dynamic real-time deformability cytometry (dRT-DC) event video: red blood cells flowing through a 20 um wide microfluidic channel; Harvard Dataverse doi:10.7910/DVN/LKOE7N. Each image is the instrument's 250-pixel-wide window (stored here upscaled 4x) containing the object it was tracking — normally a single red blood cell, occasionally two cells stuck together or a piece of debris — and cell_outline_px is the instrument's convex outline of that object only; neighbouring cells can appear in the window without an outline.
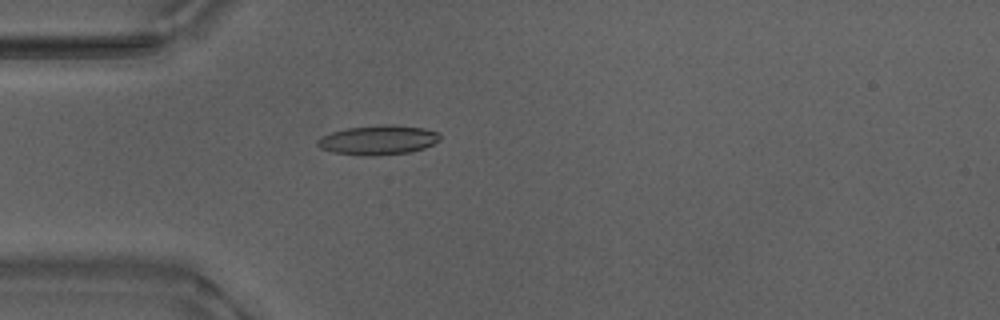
{"species": "Egyptian fruit bat (a non-hibernating species)", "species_latin": "Rousettus aegyptiacus", "temperature_condition": "warm", "stored_images_in_passage": 53, "camera_frame_rate_fps": 3000, "um_per_image_px": 0.085, "animal": {"sex": "male"}, "frame": {"image": 1, "passage_image": 15, "time_ms": 4.667, "image_size_px": [1000, 320], "cell_outline_px": [[440, 140], [424, 148], [408, 152], [332, 152], [320, 148], [316, 144], [316, 140], [320, 136], [332, 132], [348, 128], [388, 124], [424, 128], [440, 132]], "centroid_in_image_um": [32.17, 11.83], "position_along_channel_um": 52.8, "area_um2": 19.83}}
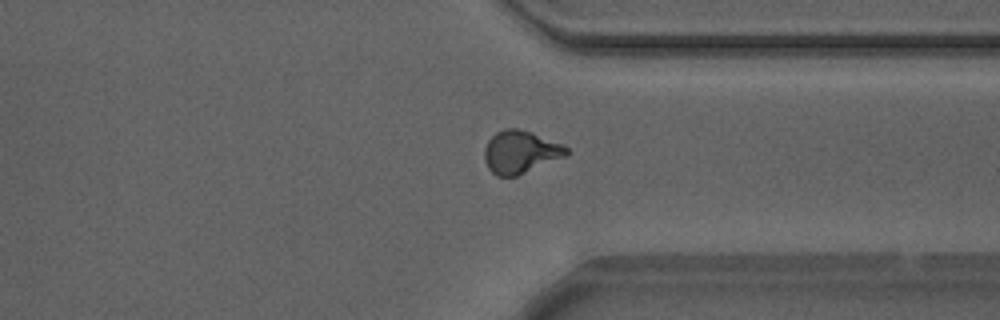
{"frame": {"image": 2, "passage_image": 40, "time_ms": 13.0, "image_size_px": [1000, 320], "cell_outline_px": [[568, 152], [564, 156], [516, 176], [496, 176], [488, 168], [484, 160], [484, 148], [488, 140], [496, 132], [504, 128], [516, 128], [532, 132], [564, 144], [568, 148]], "centroid_in_image_um": [44.2, 12.9], "position_along_channel_um": 367.2, "area_um2": 20.35}}
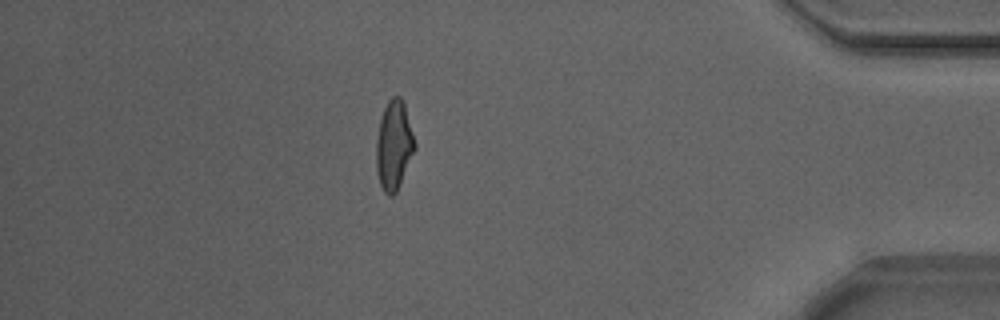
{"frame": {"image": 3, "passage_image": 46, "time_ms": 15.0, "image_size_px": [1000, 320], "cell_outline_px": [[416, 148], [400, 184], [396, 192], [392, 196], [388, 196], [384, 192], [380, 184], [376, 168], [376, 140], [380, 120], [384, 108], [388, 100], [392, 96], [400, 96], [404, 104], [416, 144]], "centroid_in_image_um": [33.48, 12.36], "position_along_channel_um": 401.7, "area_um2": 19.94}, "authors_computed_cell_mechanics": {"area_um2": 19.4786, "velocity_mm_per_s": 3.8775, "shape_relaxation_time_tau1_ms": 3.9451, "shape_relaxation_time_tau2_ms": 1.1509, "deformation_change_tau1": 0.1913, "deformation_change_tau2": 0.0925}}